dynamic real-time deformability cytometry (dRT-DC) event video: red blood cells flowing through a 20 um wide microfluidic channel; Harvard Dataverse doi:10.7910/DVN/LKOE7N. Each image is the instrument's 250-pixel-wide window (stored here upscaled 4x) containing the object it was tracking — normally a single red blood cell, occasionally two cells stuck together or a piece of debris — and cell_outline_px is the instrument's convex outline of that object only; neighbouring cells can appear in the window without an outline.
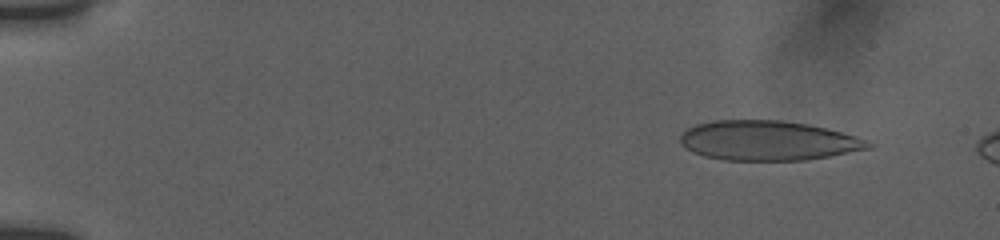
{"species": "human", "species_latin": "Homo sapiens", "temperature_condition": "room temperature", "stored_images_in_passage": 65, "camera_frame_rate_fps": 3000, "um_per_image_px": 0.085, "donor": {"sex": "female"}, "frame": {"image": 1, "passage_image": 9, "time_ms": 1.667, "image_size_px": [1000, 240], "cell_outline_px": [[868, 148], [828, 156], [804, 160], [724, 160], [704, 156], [680, 144], [680, 136], [688, 128], [696, 124], [712, 120], [780, 120], [808, 124], [840, 132], [864, 140]], "centroid_in_image_um": [65.17, 11.94], "position_along_channel_um": 19.8, "area_um2": 42.66}}
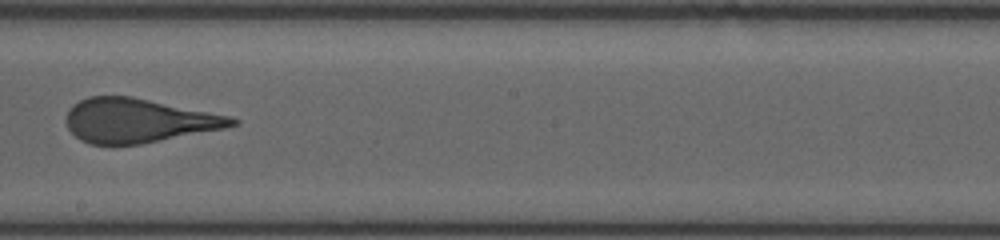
{"frame": {"image": 2, "passage_image": 37, "time_ms": 10.667, "image_size_px": [1000, 240], "cell_outline_px": [[240, 120], [236, 124], [220, 128], [140, 144], [92, 144], [80, 140], [68, 128], [68, 112], [72, 104], [88, 96], [132, 96], [228, 116]], "centroid_in_image_um": [11.69, 10.23], "position_along_channel_um": 236.5, "area_um2": 41.62}}
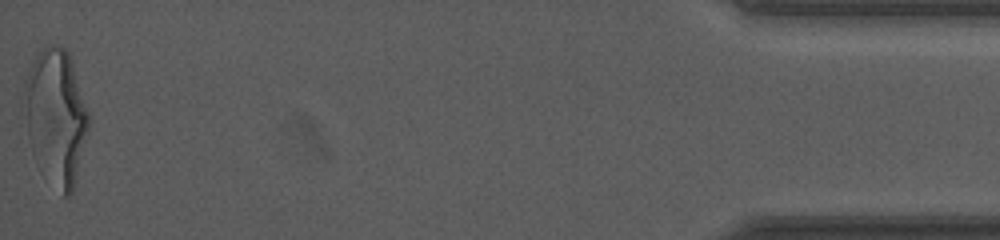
{"frame": {"image": 3, "passage_image": 64, "time_ms": 18.0, "image_size_px": [1000, 240], "cell_outline_px": [[88, 128], [72, 192], [68, 196], [64, 196], [36, 164], [32, 152], [28, 136], [20, 100], [24, 84], [28, 72], [36, 56], [44, 44], [56, 44], [64, 48], [68, 52], [88, 112]], "centroid_in_image_um": [4.69, 9.87], "position_along_channel_um": 430.5, "area_um2": 50.46}, "authors_computed_cell_mechanics": {"area_um2": 44.1014, "velocity_mm_per_s": 3.7875, "shape_relaxation_time_tau1_ms": 8.3883, "shape_relaxation_time_tau2_ms": null, "deformation_change_tau1": 0.2546, "deformation_change_tau2": null}}